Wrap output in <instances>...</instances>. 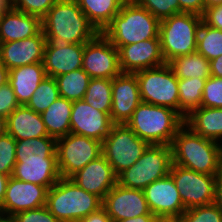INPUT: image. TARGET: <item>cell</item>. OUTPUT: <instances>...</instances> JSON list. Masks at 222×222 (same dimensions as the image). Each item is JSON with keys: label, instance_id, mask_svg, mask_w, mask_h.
Masks as SVG:
<instances>
[{"label": "cell", "instance_id": "obj_35", "mask_svg": "<svg viewBox=\"0 0 222 222\" xmlns=\"http://www.w3.org/2000/svg\"><path fill=\"white\" fill-rule=\"evenodd\" d=\"M59 97V90L55 78L47 76L39 84L26 106L42 114Z\"/></svg>", "mask_w": 222, "mask_h": 222}, {"label": "cell", "instance_id": "obj_53", "mask_svg": "<svg viewBox=\"0 0 222 222\" xmlns=\"http://www.w3.org/2000/svg\"><path fill=\"white\" fill-rule=\"evenodd\" d=\"M205 9L208 7L218 6L222 4V0H203Z\"/></svg>", "mask_w": 222, "mask_h": 222}, {"label": "cell", "instance_id": "obj_28", "mask_svg": "<svg viewBox=\"0 0 222 222\" xmlns=\"http://www.w3.org/2000/svg\"><path fill=\"white\" fill-rule=\"evenodd\" d=\"M89 22L102 33L126 0H76Z\"/></svg>", "mask_w": 222, "mask_h": 222}, {"label": "cell", "instance_id": "obj_17", "mask_svg": "<svg viewBox=\"0 0 222 222\" xmlns=\"http://www.w3.org/2000/svg\"><path fill=\"white\" fill-rule=\"evenodd\" d=\"M71 133L96 139L106 138L114 123L106 112L94 109L84 100L74 101L70 116Z\"/></svg>", "mask_w": 222, "mask_h": 222}, {"label": "cell", "instance_id": "obj_41", "mask_svg": "<svg viewBox=\"0 0 222 222\" xmlns=\"http://www.w3.org/2000/svg\"><path fill=\"white\" fill-rule=\"evenodd\" d=\"M12 217L16 222H61L46 208V206L22 211Z\"/></svg>", "mask_w": 222, "mask_h": 222}, {"label": "cell", "instance_id": "obj_50", "mask_svg": "<svg viewBox=\"0 0 222 222\" xmlns=\"http://www.w3.org/2000/svg\"><path fill=\"white\" fill-rule=\"evenodd\" d=\"M9 70L0 61V87L8 83Z\"/></svg>", "mask_w": 222, "mask_h": 222}, {"label": "cell", "instance_id": "obj_14", "mask_svg": "<svg viewBox=\"0 0 222 222\" xmlns=\"http://www.w3.org/2000/svg\"><path fill=\"white\" fill-rule=\"evenodd\" d=\"M48 189L46 186L24 182L10 176L0 214L14 216L22 211L45 206Z\"/></svg>", "mask_w": 222, "mask_h": 222}, {"label": "cell", "instance_id": "obj_8", "mask_svg": "<svg viewBox=\"0 0 222 222\" xmlns=\"http://www.w3.org/2000/svg\"><path fill=\"white\" fill-rule=\"evenodd\" d=\"M134 74L142 102L169 107L179 113L178 78L168 63Z\"/></svg>", "mask_w": 222, "mask_h": 222}, {"label": "cell", "instance_id": "obj_49", "mask_svg": "<svg viewBox=\"0 0 222 222\" xmlns=\"http://www.w3.org/2000/svg\"><path fill=\"white\" fill-rule=\"evenodd\" d=\"M9 177H10L9 175L0 173V207L3 204V200H4V197H5V192H6V189H7V184H8V181H9Z\"/></svg>", "mask_w": 222, "mask_h": 222}, {"label": "cell", "instance_id": "obj_30", "mask_svg": "<svg viewBox=\"0 0 222 222\" xmlns=\"http://www.w3.org/2000/svg\"><path fill=\"white\" fill-rule=\"evenodd\" d=\"M168 64L178 80L185 78L208 79L211 76L209 60L197 51L175 57Z\"/></svg>", "mask_w": 222, "mask_h": 222}, {"label": "cell", "instance_id": "obj_12", "mask_svg": "<svg viewBox=\"0 0 222 222\" xmlns=\"http://www.w3.org/2000/svg\"><path fill=\"white\" fill-rule=\"evenodd\" d=\"M82 69L91 78L112 80L122 73L119 51L103 33L99 32L85 44Z\"/></svg>", "mask_w": 222, "mask_h": 222}, {"label": "cell", "instance_id": "obj_40", "mask_svg": "<svg viewBox=\"0 0 222 222\" xmlns=\"http://www.w3.org/2000/svg\"><path fill=\"white\" fill-rule=\"evenodd\" d=\"M57 1L58 0H12V7L42 19Z\"/></svg>", "mask_w": 222, "mask_h": 222}, {"label": "cell", "instance_id": "obj_22", "mask_svg": "<svg viewBox=\"0 0 222 222\" xmlns=\"http://www.w3.org/2000/svg\"><path fill=\"white\" fill-rule=\"evenodd\" d=\"M42 31V19L13 7L2 12L0 17V43L22 40Z\"/></svg>", "mask_w": 222, "mask_h": 222}, {"label": "cell", "instance_id": "obj_33", "mask_svg": "<svg viewBox=\"0 0 222 222\" xmlns=\"http://www.w3.org/2000/svg\"><path fill=\"white\" fill-rule=\"evenodd\" d=\"M83 100L94 109L110 115L112 109V80L91 78Z\"/></svg>", "mask_w": 222, "mask_h": 222}, {"label": "cell", "instance_id": "obj_42", "mask_svg": "<svg viewBox=\"0 0 222 222\" xmlns=\"http://www.w3.org/2000/svg\"><path fill=\"white\" fill-rule=\"evenodd\" d=\"M20 104L9 83L0 87V115L8 117Z\"/></svg>", "mask_w": 222, "mask_h": 222}, {"label": "cell", "instance_id": "obj_24", "mask_svg": "<svg viewBox=\"0 0 222 222\" xmlns=\"http://www.w3.org/2000/svg\"><path fill=\"white\" fill-rule=\"evenodd\" d=\"M46 77L43 63H34L9 70L8 83L14 90L17 102L26 105Z\"/></svg>", "mask_w": 222, "mask_h": 222}, {"label": "cell", "instance_id": "obj_19", "mask_svg": "<svg viewBox=\"0 0 222 222\" xmlns=\"http://www.w3.org/2000/svg\"><path fill=\"white\" fill-rule=\"evenodd\" d=\"M46 43L43 31L26 39L0 43V61L8 70L43 63Z\"/></svg>", "mask_w": 222, "mask_h": 222}, {"label": "cell", "instance_id": "obj_29", "mask_svg": "<svg viewBox=\"0 0 222 222\" xmlns=\"http://www.w3.org/2000/svg\"><path fill=\"white\" fill-rule=\"evenodd\" d=\"M56 141L49 136L16 140V162L57 159Z\"/></svg>", "mask_w": 222, "mask_h": 222}, {"label": "cell", "instance_id": "obj_43", "mask_svg": "<svg viewBox=\"0 0 222 222\" xmlns=\"http://www.w3.org/2000/svg\"><path fill=\"white\" fill-rule=\"evenodd\" d=\"M202 18L208 26L222 30V4L206 8Z\"/></svg>", "mask_w": 222, "mask_h": 222}, {"label": "cell", "instance_id": "obj_25", "mask_svg": "<svg viewBox=\"0 0 222 222\" xmlns=\"http://www.w3.org/2000/svg\"><path fill=\"white\" fill-rule=\"evenodd\" d=\"M12 177L48 188L61 178L57 159L16 162Z\"/></svg>", "mask_w": 222, "mask_h": 222}, {"label": "cell", "instance_id": "obj_26", "mask_svg": "<svg viewBox=\"0 0 222 222\" xmlns=\"http://www.w3.org/2000/svg\"><path fill=\"white\" fill-rule=\"evenodd\" d=\"M194 133L222 144V108L199 107L185 118Z\"/></svg>", "mask_w": 222, "mask_h": 222}, {"label": "cell", "instance_id": "obj_2", "mask_svg": "<svg viewBox=\"0 0 222 222\" xmlns=\"http://www.w3.org/2000/svg\"><path fill=\"white\" fill-rule=\"evenodd\" d=\"M47 42L86 44L99 32L76 0H58L42 18Z\"/></svg>", "mask_w": 222, "mask_h": 222}, {"label": "cell", "instance_id": "obj_37", "mask_svg": "<svg viewBox=\"0 0 222 222\" xmlns=\"http://www.w3.org/2000/svg\"><path fill=\"white\" fill-rule=\"evenodd\" d=\"M16 139L8 133L0 137V173L12 176L16 164Z\"/></svg>", "mask_w": 222, "mask_h": 222}, {"label": "cell", "instance_id": "obj_9", "mask_svg": "<svg viewBox=\"0 0 222 222\" xmlns=\"http://www.w3.org/2000/svg\"><path fill=\"white\" fill-rule=\"evenodd\" d=\"M150 144L140 139L126 124H114L102 142V155L116 176L131 167Z\"/></svg>", "mask_w": 222, "mask_h": 222}, {"label": "cell", "instance_id": "obj_55", "mask_svg": "<svg viewBox=\"0 0 222 222\" xmlns=\"http://www.w3.org/2000/svg\"><path fill=\"white\" fill-rule=\"evenodd\" d=\"M158 222H178V220H166V219H160Z\"/></svg>", "mask_w": 222, "mask_h": 222}, {"label": "cell", "instance_id": "obj_21", "mask_svg": "<svg viewBox=\"0 0 222 222\" xmlns=\"http://www.w3.org/2000/svg\"><path fill=\"white\" fill-rule=\"evenodd\" d=\"M85 44L47 42L43 65L47 76L57 77L82 68Z\"/></svg>", "mask_w": 222, "mask_h": 222}, {"label": "cell", "instance_id": "obj_38", "mask_svg": "<svg viewBox=\"0 0 222 222\" xmlns=\"http://www.w3.org/2000/svg\"><path fill=\"white\" fill-rule=\"evenodd\" d=\"M159 21L180 13L178 0H135Z\"/></svg>", "mask_w": 222, "mask_h": 222}, {"label": "cell", "instance_id": "obj_7", "mask_svg": "<svg viewBox=\"0 0 222 222\" xmlns=\"http://www.w3.org/2000/svg\"><path fill=\"white\" fill-rule=\"evenodd\" d=\"M171 165V146L150 144L131 167L117 176V184L125 188L143 190L152 182L168 176Z\"/></svg>", "mask_w": 222, "mask_h": 222}, {"label": "cell", "instance_id": "obj_4", "mask_svg": "<svg viewBox=\"0 0 222 222\" xmlns=\"http://www.w3.org/2000/svg\"><path fill=\"white\" fill-rule=\"evenodd\" d=\"M185 119L175 110L141 102L126 125L142 140L153 145H171Z\"/></svg>", "mask_w": 222, "mask_h": 222}, {"label": "cell", "instance_id": "obj_44", "mask_svg": "<svg viewBox=\"0 0 222 222\" xmlns=\"http://www.w3.org/2000/svg\"><path fill=\"white\" fill-rule=\"evenodd\" d=\"M180 5V13H193L203 16L205 6L203 0H178Z\"/></svg>", "mask_w": 222, "mask_h": 222}, {"label": "cell", "instance_id": "obj_11", "mask_svg": "<svg viewBox=\"0 0 222 222\" xmlns=\"http://www.w3.org/2000/svg\"><path fill=\"white\" fill-rule=\"evenodd\" d=\"M169 175L178 188L185 209L214 203L216 175L199 173L173 163Z\"/></svg>", "mask_w": 222, "mask_h": 222}, {"label": "cell", "instance_id": "obj_20", "mask_svg": "<svg viewBox=\"0 0 222 222\" xmlns=\"http://www.w3.org/2000/svg\"><path fill=\"white\" fill-rule=\"evenodd\" d=\"M70 179L80 188L98 196L102 201L117 184V176L107 159L101 155L73 174Z\"/></svg>", "mask_w": 222, "mask_h": 222}, {"label": "cell", "instance_id": "obj_3", "mask_svg": "<svg viewBox=\"0 0 222 222\" xmlns=\"http://www.w3.org/2000/svg\"><path fill=\"white\" fill-rule=\"evenodd\" d=\"M160 21L135 0H126L103 34L119 49L121 46L159 38Z\"/></svg>", "mask_w": 222, "mask_h": 222}, {"label": "cell", "instance_id": "obj_27", "mask_svg": "<svg viewBox=\"0 0 222 222\" xmlns=\"http://www.w3.org/2000/svg\"><path fill=\"white\" fill-rule=\"evenodd\" d=\"M72 105V101L59 97L41 114L49 137L57 140L71 132Z\"/></svg>", "mask_w": 222, "mask_h": 222}, {"label": "cell", "instance_id": "obj_48", "mask_svg": "<svg viewBox=\"0 0 222 222\" xmlns=\"http://www.w3.org/2000/svg\"><path fill=\"white\" fill-rule=\"evenodd\" d=\"M160 219L155 215H142L134 218L123 219L115 222H158Z\"/></svg>", "mask_w": 222, "mask_h": 222}, {"label": "cell", "instance_id": "obj_31", "mask_svg": "<svg viewBox=\"0 0 222 222\" xmlns=\"http://www.w3.org/2000/svg\"><path fill=\"white\" fill-rule=\"evenodd\" d=\"M207 79L185 78L178 80L179 114L185 119L201 107L203 89Z\"/></svg>", "mask_w": 222, "mask_h": 222}, {"label": "cell", "instance_id": "obj_32", "mask_svg": "<svg viewBox=\"0 0 222 222\" xmlns=\"http://www.w3.org/2000/svg\"><path fill=\"white\" fill-rule=\"evenodd\" d=\"M54 78L59 96L72 102L83 100L91 79L82 68Z\"/></svg>", "mask_w": 222, "mask_h": 222}, {"label": "cell", "instance_id": "obj_54", "mask_svg": "<svg viewBox=\"0 0 222 222\" xmlns=\"http://www.w3.org/2000/svg\"><path fill=\"white\" fill-rule=\"evenodd\" d=\"M0 222H16L12 216H6L0 214Z\"/></svg>", "mask_w": 222, "mask_h": 222}, {"label": "cell", "instance_id": "obj_1", "mask_svg": "<svg viewBox=\"0 0 222 222\" xmlns=\"http://www.w3.org/2000/svg\"><path fill=\"white\" fill-rule=\"evenodd\" d=\"M170 146L173 164L208 175L222 172V144L194 133L185 124Z\"/></svg>", "mask_w": 222, "mask_h": 222}, {"label": "cell", "instance_id": "obj_47", "mask_svg": "<svg viewBox=\"0 0 222 222\" xmlns=\"http://www.w3.org/2000/svg\"><path fill=\"white\" fill-rule=\"evenodd\" d=\"M209 62L211 76L222 78V56H219Z\"/></svg>", "mask_w": 222, "mask_h": 222}, {"label": "cell", "instance_id": "obj_16", "mask_svg": "<svg viewBox=\"0 0 222 222\" xmlns=\"http://www.w3.org/2000/svg\"><path fill=\"white\" fill-rule=\"evenodd\" d=\"M119 66L122 73H136L165 64L160 38H152L138 43L121 46Z\"/></svg>", "mask_w": 222, "mask_h": 222}, {"label": "cell", "instance_id": "obj_34", "mask_svg": "<svg viewBox=\"0 0 222 222\" xmlns=\"http://www.w3.org/2000/svg\"><path fill=\"white\" fill-rule=\"evenodd\" d=\"M196 51L209 61L222 56V30L212 28L202 21L198 30Z\"/></svg>", "mask_w": 222, "mask_h": 222}, {"label": "cell", "instance_id": "obj_45", "mask_svg": "<svg viewBox=\"0 0 222 222\" xmlns=\"http://www.w3.org/2000/svg\"><path fill=\"white\" fill-rule=\"evenodd\" d=\"M78 222H112V219L107 214V211L102 206L97 211L92 212L88 216L80 219Z\"/></svg>", "mask_w": 222, "mask_h": 222}, {"label": "cell", "instance_id": "obj_36", "mask_svg": "<svg viewBox=\"0 0 222 222\" xmlns=\"http://www.w3.org/2000/svg\"><path fill=\"white\" fill-rule=\"evenodd\" d=\"M177 220L178 222H222V213L212 203L186 209Z\"/></svg>", "mask_w": 222, "mask_h": 222}, {"label": "cell", "instance_id": "obj_39", "mask_svg": "<svg viewBox=\"0 0 222 222\" xmlns=\"http://www.w3.org/2000/svg\"><path fill=\"white\" fill-rule=\"evenodd\" d=\"M201 106L222 108V78L210 76L206 80Z\"/></svg>", "mask_w": 222, "mask_h": 222}, {"label": "cell", "instance_id": "obj_52", "mask_svg": "<svg viewBox=\"0 0 222 222\" xmlns=\"http://www.w3.org/2000/svg\"><path fill=\"white\" fill-rule=\"evenodd\" d=\"M12 7V0H0V17L3 11Z\"/></svg>", "mask_w": 222, "mask_h": 222}, {"label": "cell", "instance_id": "obj_6", "mask_svg": "<svg viewBox=\"0 0 222 222\" xmlns=\"http://www.w3.org/2000/svg\"><path fill=\"white\" fill-rule=\"evenodd\" d=\"M202 21V16L184 12L160 21L159 38L166 63L197 50L198 30Z\"/></svg>", "mask_w": 222, "mask_h": 222}, {"label": "cell", "instance_id": "obj_23", "mask_svg": "<svg viewBox=\"0 0 222 222\" xmlns=\"http://www.w3.org/2000/svg\"><path fill=\"white\" fill-rule=\"evenodd\" d=\"M7 133L16 140L49 136L41 114L26 105H19L7 117Z\"/></svg>", "mask_w": 222, "mask_h": 222}, {"label": "cell", "instance_id": "obj_46", "mask_svg": "<svg viewBox=\"0 0 222 222\" xmlns=\"http://www.w3.org/2000/svg\"><path fill=\"white\" fill-rule=\"evenodd\" d=\"M214 204L222 213V172L216 175Z\"/></svg>", "mask_w": 222, "mask_h": 222}, {"label": "cell", "instance_id": "obj_10", "mask_svg": "<svg viewBox=\"0 0 222 222\" xmlns=\"http://www.w3.org/2000/svg\"><path fill=\"white\" fill-rule=\"evenodd\" d=\"M56 155L61 178H70L102 155V142L70 132L57 139Z\"/></svg>", "mask_w": 222, "mask_h": 222}, {"label": "cell", "instance_id": "obj_5", "mask_svg": "<svg viewBox=\"0 0 222 222\" xmlns=\"http://www.w3.org/2000/svg\"><path fill=\"white\" fill-rule=\"evenodd\" d=\"M102 202L70 178H60L48 189L45 206L61 222H78L101 208Z\"/></svg>", "mask_w": 222, "mask_h": 222}, {"label": "cell", "instance_id": "obj_13", "mask_svg": "<svg viewBox=\"0 0 222 222\" xmlns=\"http://www.w3.org/2000/svg\"><path fill=\"white\" fill-rule=\"evenodd\" d=\"M143 192L151 213L159 219L177 220L186 211L170 175L152 182Z\"/></svg>", "mask_w": 222, "mask_h": 222}, {"label": "cell", "instance_id": "obj_15", "mask_svg": "<svg viewBox=\"0 0 222 222\" xmlns=\"http://www.w3.org/2000/svg\"><path fill=\"white\" fill-rule=\"evenodd\" d=\"M102 206L112 222L151 213L143 190L130 189L116 184L105 196Z\"/></svg>", "mask_w": 222, "mask_h": 222}, {"label": "cell", "instance_id": "obj_51", "mask_svg": "<svg viewBox=\"0 0 222 222\" xmlns=\"http://www.w3.org/2000/svg\"><path fill=\"white\" fill-rule=\"evenodd\" d=\"M7 133V118L0 115V137Z\"/></svg>", "mask_w": 222, "mask_h": 222}, {"label": "cell", "instance_id": "obj_18", "mask_svg": "<svg viewBox=\"0 0 222 222\" xmlns=\"http://www.w3.org/2000/svg\"><path fill=\"white\" fill-rule=\"evenodd\" d=\"M141 102L139 84L135 74L121 73L112 79L110 117L114 124H126Z\"/></svg>", "mask_w": 222, "mask_h": 222}]
</instances>
